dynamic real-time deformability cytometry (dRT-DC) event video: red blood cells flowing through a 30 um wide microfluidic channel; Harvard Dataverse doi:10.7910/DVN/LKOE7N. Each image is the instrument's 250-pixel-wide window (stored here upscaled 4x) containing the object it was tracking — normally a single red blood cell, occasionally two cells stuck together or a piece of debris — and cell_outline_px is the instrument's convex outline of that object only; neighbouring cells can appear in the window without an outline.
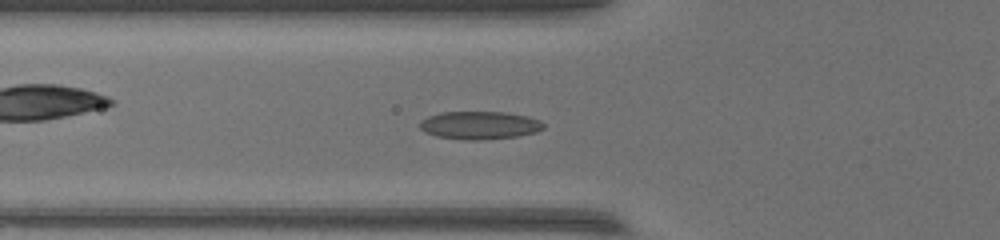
{"species": "common noctule bat (a hibernating species)", "species_latin": "Nyctalus noctula", "temperature_condition": "warm", "stored_images_in_passage": 55, "camera_frame_rate_fps": 3000, "um_per_image_px": 0.085, "animal": {"sex": "female", "body_mass_g": 17.0, "forearm_length_mm": 48.0}, "frame": {"image": 1, "passage_image": 21, "time_ms": 6.667, "image_size_px": [1000, 240], "cell_outline_px": [[544, 128], [536, 132], [516, 136], [480, 140], [464, 140], [436, 136], [424, 132], [420, 128], [420, 120], [428, 116], [440, 112], [504, 112], [528, 116], [540, 120], [544, 124]], "centroid_in_image_um": [40.74, 10.64], "position_along_channel_um": 85.1, "area_um2": 20.23}}
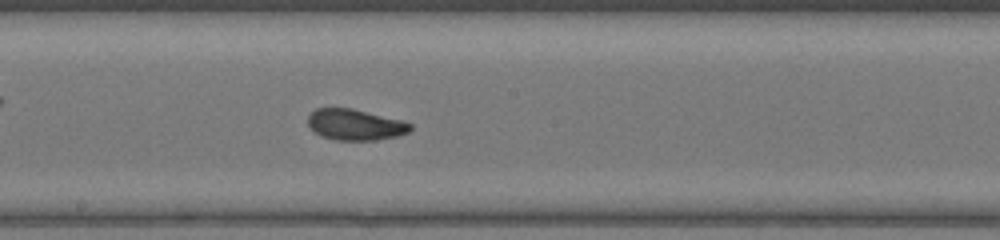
{"frame": {"image": 2, "passage_image": 31, "time_ms": 10.0, "image_size_px": [1000, 240], "cell_outline_px": [[412, 128], [408, 132], [396, 136], [376, 140], [336, 140], [320, 136], [308, 124], [308, 116], [316, 108], [352, 108], [404, 120], [412, 124]], "centroid_in_image_um": [30.22, 10.59], "position_along_channel_um": 218.0, "area_um2": 18.55}}
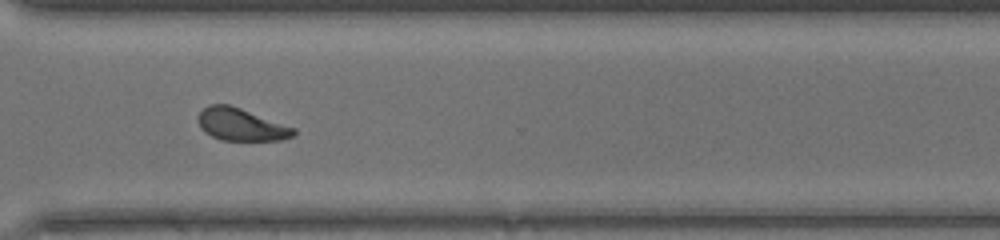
{"frame": {"image": 3, "passage_image": 41, "time_ms": 13.333, "image_size_px": [1000, 240], "cell_outline_px": [[296, 132], [292, 136], [280, 140], [220, 140], [204, 132], [200, 128], [200, 112], [208, 104], [228, 104], [240, 108], [296, 128]], "centroid_in_image_um": [20.5, 10.59], "position_along_channel_um": 350.1, "area_um2": 17.8}}